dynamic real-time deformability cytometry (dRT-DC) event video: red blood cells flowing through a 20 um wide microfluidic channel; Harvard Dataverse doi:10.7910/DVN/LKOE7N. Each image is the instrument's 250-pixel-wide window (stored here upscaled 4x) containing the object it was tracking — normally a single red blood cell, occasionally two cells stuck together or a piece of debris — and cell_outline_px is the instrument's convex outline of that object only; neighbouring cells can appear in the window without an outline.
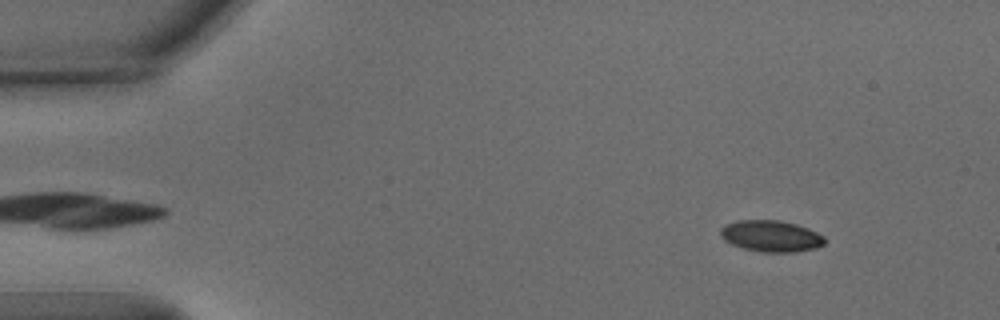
{"species": "common noctule bat (a hibernating species)", "species_latin": "Nyctalus noctula", "temperature_condition": "warm", "stored_images_in_passage": 52, "camera_frame_rate_fps": 3000, "um_per_image_px": 0.085, "animal": {"sex": "male", "body_mass_g": 15.6}, "frame": {"image": 1, "passage_image": 5, "time_ms": 1.333, "image_size_px": [1000, 320], "cell_outline_px": [[824, 244], [816, 248], [796, 252], [760, 252], [744, 248], [732, 244], [724, 240], [720, 236], [720, 228], [724, 224], [736, 220], [780, 220], [796, 224], [808, 228], [824, 236]], "centroid_in_image_um": [65.51, 20.06], "position_along_channel_um": 19.5, "area_um2": 19.19}}
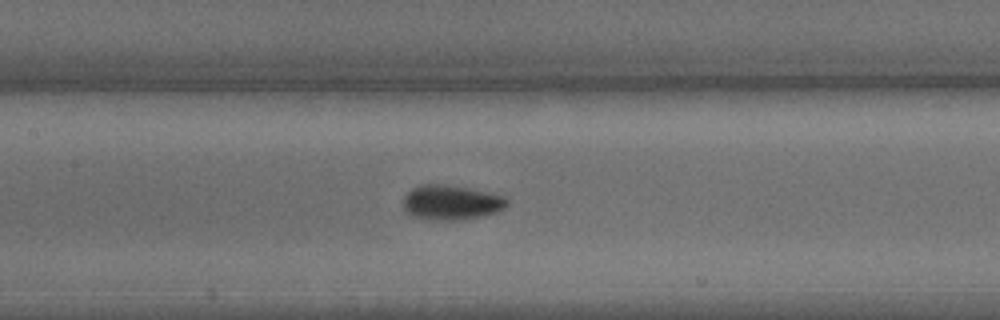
{"frame": {"image": 2, "passage_image": 24, "time_ms": 7.667, "image_size_px": [1000, 320], "cell_outline_px": [[508, 204], [504, 208], [496, 212], [464, 220], [440, 220], [412, 216], [404, 208], [404, 196], [412, 188], [420, 184], [448, 184], [504, 196], [508, 200]], "centroid_in_image_um": [38.35, 17.2], "position_along_channel_um": 169.1, "area_um2": 20.87}}
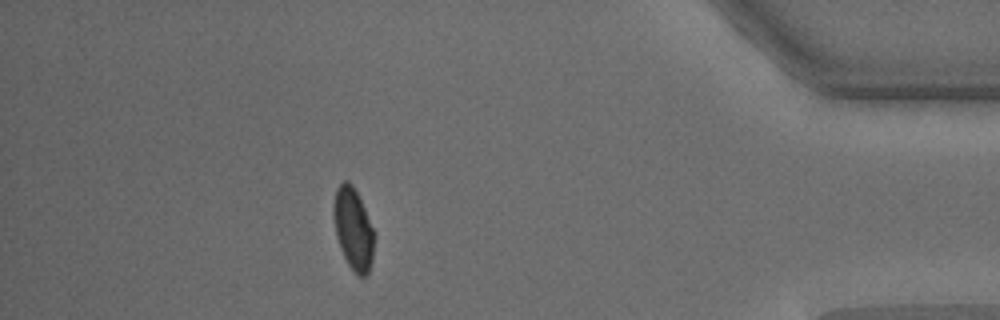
{"frame": {"image": 3, "passage_image": 46, "time_ms": 15.0, "image_size_px": [1000, 320], "cell_outline_px": [[372, 260], [368, 272], [364, 276], [356, 276], [348, 264], [340, 248], [336, 236], [332, 212], [332, 204], [336, 188], [344, 180], [348, 180], [352, 184], [364, 208], [372, 228]], "centroid_in_image_um": [29.97, 19.43], "position_along_channel_um": 405.2, "area_um2": 19.07}, "authors_computed_cell_mechanics": {"area_um2": 19.5653, "velocity_mm_per_s": 3.8335, "shape_relaxation_time_tau1_ms": 2.7339, "shape_relaxation_time_tau2_ms": null, "deformation_change_tau1": 0.1087, "deformation_change_tau2": null}}